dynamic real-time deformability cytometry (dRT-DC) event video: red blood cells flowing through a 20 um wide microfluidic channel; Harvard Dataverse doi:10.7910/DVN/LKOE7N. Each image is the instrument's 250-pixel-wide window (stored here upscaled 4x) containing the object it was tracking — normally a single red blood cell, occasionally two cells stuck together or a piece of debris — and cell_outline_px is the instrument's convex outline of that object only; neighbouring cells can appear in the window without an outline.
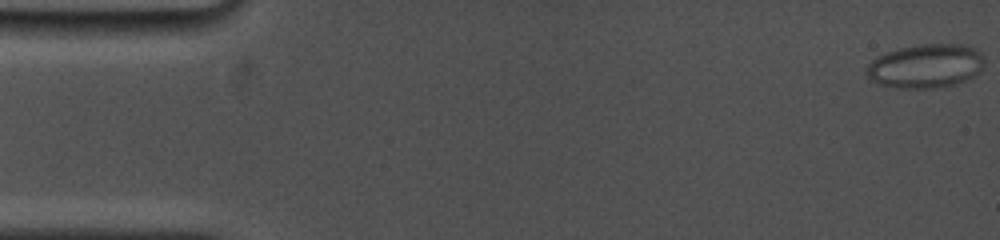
{"species": "common noctule bat (a hibernating species)", "species_latin": "Nyctalus noctula", "temperature_condition": "cold", "stored_images_in_passage": 84, "camera_frame_rate_fps": 5000, "um_per_image_px": 0.085, "animal": {"sex": "female", "body_mass_g": 19.0, "forearm_length_mm": 53.3}, "frame": {"image": 1, "passage_image": 1, "time_ms": 0.0, "image_size_px": [1000, 240], "cell_outline_px": [[984, 64], [980, 72], [956, 84], [932, 88], [900, 88], [880, 84], [872, 80], [864, 72], [864, 68], [876, 56], [900, 48], [920, 44], [968, 44], [976, 48], [984, 56]], "centroid_in_image_um": [78.7, 5.6], "position_along_channel_um": 6.3, "area_um2": 30.35}}
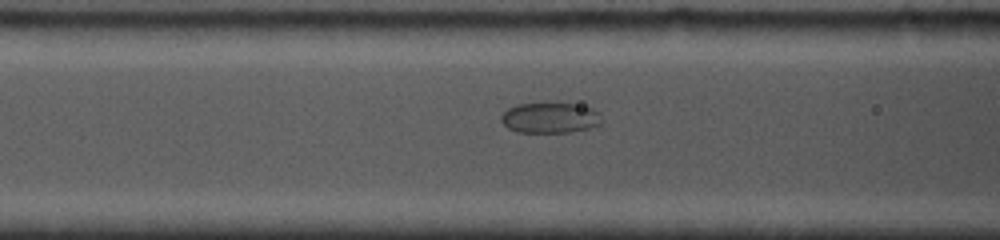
{"frame": {"image": 2, "passage_image": 32, "time_ms": 7.0, "image_size_px": [1000, 240], "cell_outline_px": [[600, 124], [588, 128], [572, 132], [516, 132], [508, 128], [500, 120], [500, 116], [508, 108], [516, 104], [548, 100], [580, 104], [592, 108], [600, 112]], "centroid_in_image_um": [46.74, 9.95], "position_along_channel_um": 119.9, "area_um2": 18.73}}
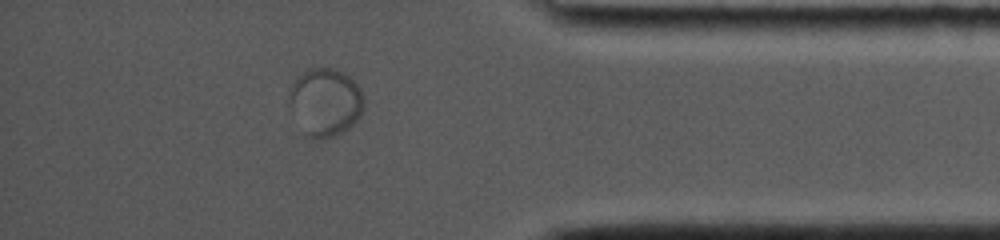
{"frame": {"image": 3, "passage_image": 74, "time_ms": 15.4, "image_size_px": [1000, 240], "cell_outline_px": [[364, 108], [360, 116], [348, 128], [324, 140], [316, 140], [308, 136], [304, 132], [288, 104], [288, 92], [292, 84], [308, 68], [320, 64], [336, 68], [344, 72], [360, 88], [364, 96]], "centroid_in_image_um": [27.65, 8.63], "position_along_channel_um": 407.6, "area_um2": 30.0}}